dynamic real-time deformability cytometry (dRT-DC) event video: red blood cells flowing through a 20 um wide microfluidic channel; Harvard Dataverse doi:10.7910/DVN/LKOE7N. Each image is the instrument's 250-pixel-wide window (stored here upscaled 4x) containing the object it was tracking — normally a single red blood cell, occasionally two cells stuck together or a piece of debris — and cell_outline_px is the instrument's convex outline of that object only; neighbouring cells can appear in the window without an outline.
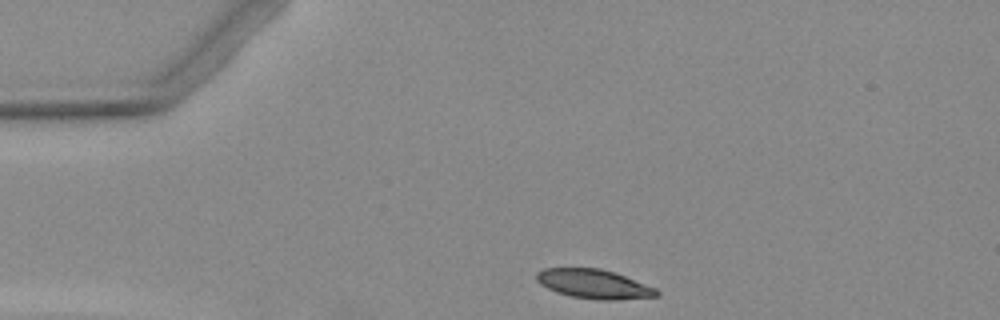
{"species": "Egyptian fruit bat (a non-hibernating species)", "species_latin": "Rousettus aegyptiacus", "temperature_condition": "warm", "stored_images_in_passage": 2, "camera_frame_rate_fps": 3000, "um_per_image_px": 0.085, "animal": {"sex": "female"}, "frame": {"image": 1, "passage_image": 1, "time_ms": 0.0, "image_size_px": [1000, 320], "cell_outline_px": [[660, 296], [616, 300], [600, 300], [572, 296], [556, 292], [540, 284], [536, 280], [536, 272], [544, 268], [600, 268], [624, 276], [656, 288], [660, 292]], "centroid_in_image_um": [50.48, 24.14], "position_along_channel_um": 34.5, "area_um2": 20.35}}